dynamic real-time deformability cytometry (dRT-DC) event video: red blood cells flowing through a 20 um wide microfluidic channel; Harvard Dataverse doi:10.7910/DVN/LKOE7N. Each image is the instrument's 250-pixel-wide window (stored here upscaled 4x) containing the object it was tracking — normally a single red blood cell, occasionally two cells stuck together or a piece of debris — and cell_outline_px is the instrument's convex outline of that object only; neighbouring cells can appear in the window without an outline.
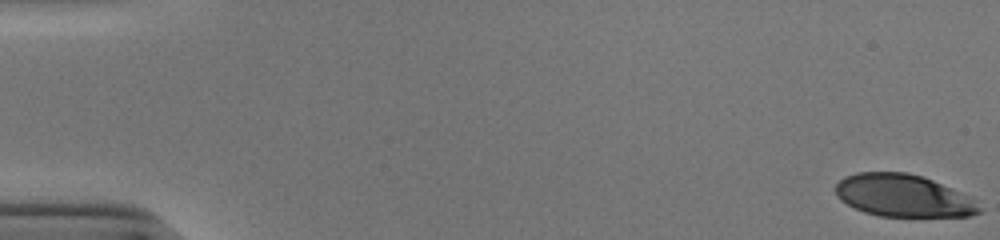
{"species": "human", "species_latin": "Homo sapiens", "temperature_condition": "cold", "stored_images_in_passage": 53, "camera_frame_rate_fps": 3000, "um_per_image_px": 0.085, "donor": {"sex": "male"}, "frame": {"image": 1, "passage_image": 1, "time_ms": 0.0, "image_size_px": [1000, 240], "cell_outline_px": [[980, 212], [968, 216], [880, 216], [864, 212], [840, 200], [836, 196], [836, 184], [844, 176], [856, 172], [908, 172], [932, 180], [972, 196], [980, 208]], "centroid_in_image_um": [76.77, 16.62], "position_along_channel_um": 8.2, "area_um2": 35.43}}
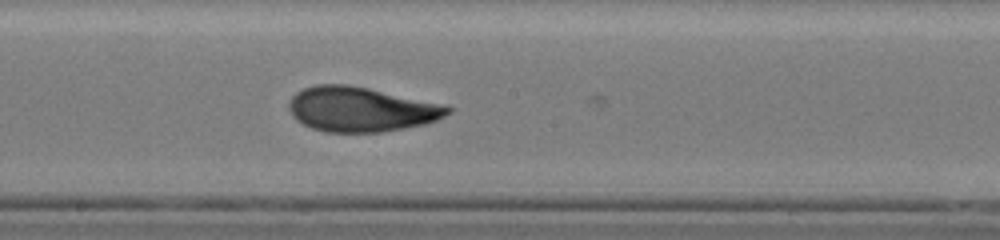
{"frame": {"image": 2, "passage_image": 30, "time_ms": 9.667, "image_size_px": [1000, 240], "cell_outline_px": [[452, 112], [436, 120], [424, 124], [404, 128], [380, 132], [324, 132], [312, 128], [296, 120], [292, 116], [288, 108], [288, 104], [292, 96], [296, 92], [304, 88], [316, 84], [348, 84], [368, 88], [436, 104], [452, 108]], "centroid_in_image_um": [30.59, 9.3], "position_along_channel_um": 217.6, "area_um2": 40.86}}
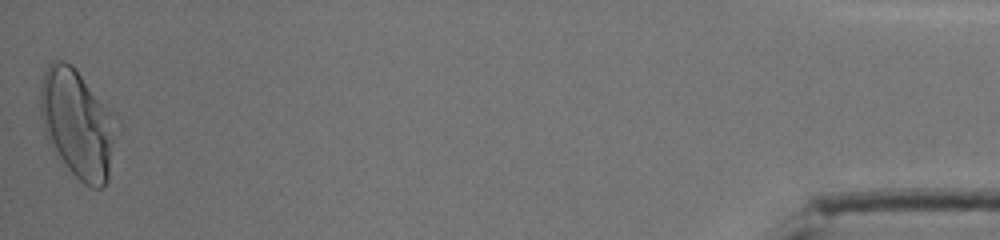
{"frame": {"image": 3, "passage_image": 53, "time_ms": 17.333, "image_size_px": [1000, 240], "cell_outline_px": [[112, 140], [108, 180], [100, 188], [92, 188], [84, 184], [52, 152], [44, 136], [40, 116], [40, 84], [44, 72], [48, 64], [52, 60], [64, 60], [72, 64], [76, 68], [112, 112]], "centroid_in_image_um": [6.47, 10.47], "position_along_channel_um": 428.7, "area_um2": 47.57}, "authors_computed_cell_mechanics": {"area_um2": 40.171, "velocity_mm_per_s": 3.9051, "shape_relaxation_time_tau1_ms": 5.2747, "shape_relaxation_time_tau2_ms": 1.4625, "deformation_change_tau1": 0.2254, "deformation_change_tau2": 0.06}}